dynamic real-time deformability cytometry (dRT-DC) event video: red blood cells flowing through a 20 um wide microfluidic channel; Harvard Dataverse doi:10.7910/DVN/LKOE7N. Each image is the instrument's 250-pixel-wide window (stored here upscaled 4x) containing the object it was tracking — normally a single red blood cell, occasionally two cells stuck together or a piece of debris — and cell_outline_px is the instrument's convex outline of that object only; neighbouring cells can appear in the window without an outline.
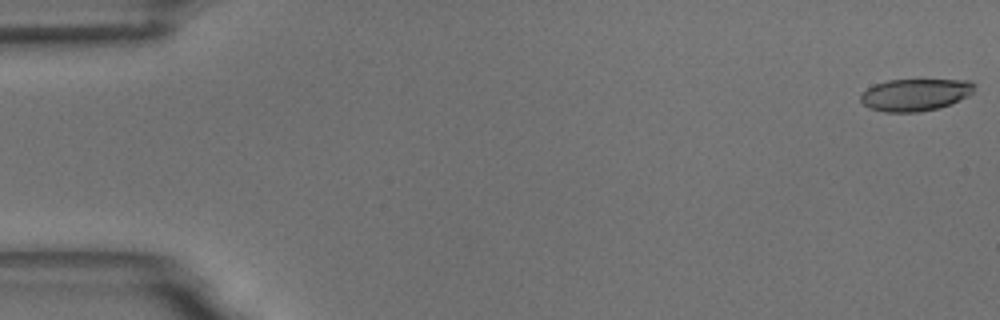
{"species": "common noctule bat (a hibernating species)", "species_latin": "Nyctalus noctula", "temperature_condition": "room temperature", "stored_images_in_passage": 18, "camera_frame_rate_fps": 3000, "um_per_image_px": 0.085, "animal": {"sex": "male", "body_mass_g": 18.8}, "frame": {"image": 1, "passage_image": 1, "time_ms": 0.0, "image_size_px": [1000, 320], "cell_outline_px": [[976, 84], [972, 92], [968, 96], [948, 104], [936, 108], [916, 112], [884, 112], [868, 108], [860, 100], [860, 96], [868, 88], [876, 84], [888, 80], [972, 80]], "centroid_in_image_um": [77.79, 8.05], "position_along_channel_um": 7.2, "area_um2": 21.1}}
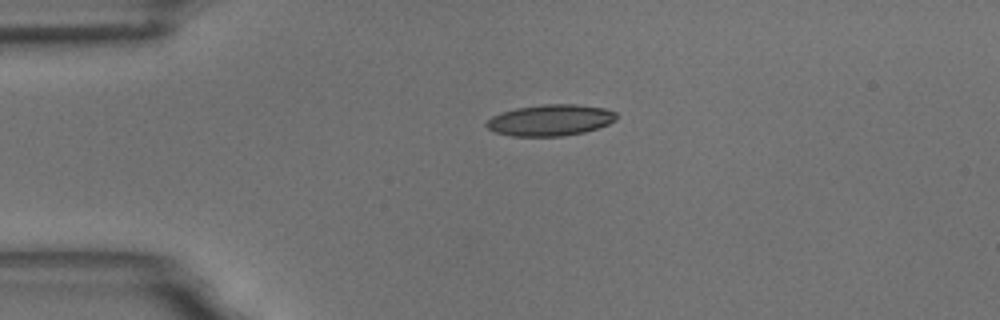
{"frame": {"image": 2, "passage_image": 13, "time_ms": 4.0, "image_size_px": [1000, 320], "cell_outline_px": [[616, 120], [608, 124], [584, 132], [564, 136], [512, 136], [492, 132], [484, 124], [492, 116], [500, 112], [516, 108], [544, 104], [576, 104], [604, 108], [616, 112]], "centroid_in_image_um": [46.74, 10.21], "position_along_channel_um": 38.3, "area_um2": 23.76}}